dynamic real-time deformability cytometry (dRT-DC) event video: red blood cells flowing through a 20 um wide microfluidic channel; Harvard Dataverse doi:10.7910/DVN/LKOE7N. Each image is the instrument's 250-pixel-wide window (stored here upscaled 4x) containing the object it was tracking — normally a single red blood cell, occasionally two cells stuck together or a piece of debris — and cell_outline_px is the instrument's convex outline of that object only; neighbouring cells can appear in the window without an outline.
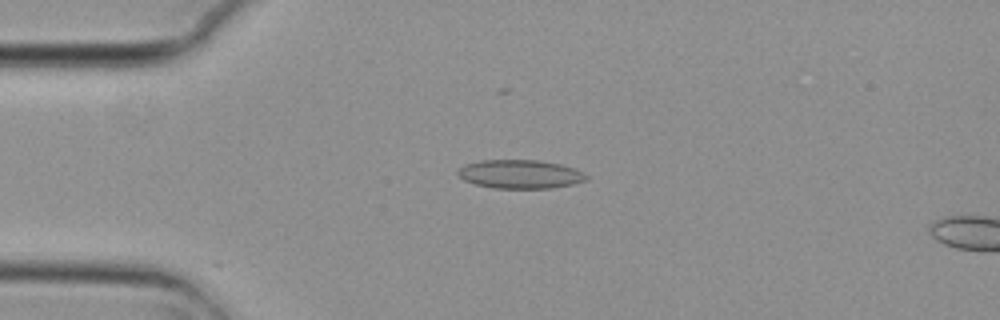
{"species": "common noctule bat (a hibernating species)", "species_latin": "Nyctalus noctula", "temperature_condition": "cold", "stored_images_in_passage": 4, "camera_frame_rate_fps": 3000, "um_per_image_px": 0.085, "animal": {"sex": "female", "body_mass_g": 29.2, "forearm_length_mm": 56.3}, "frame": {"image": 1, "passage_image": 3, "time_ms": 0.667, "image_size_px": [1000, 320], "cell_outline_px": [[588, 180], [572, 184], [552, 188], [492, 188], [476, 184], [464, 180], [456, 172], [456, 168], [464, 164], [480, 160], [540, 160], [560, 164], [584, 172], [588, 176]], "centroid_in_image_um": [44.19, 14.8], "position_along_channel_um": 40.8, "area_um2": 21.62}}